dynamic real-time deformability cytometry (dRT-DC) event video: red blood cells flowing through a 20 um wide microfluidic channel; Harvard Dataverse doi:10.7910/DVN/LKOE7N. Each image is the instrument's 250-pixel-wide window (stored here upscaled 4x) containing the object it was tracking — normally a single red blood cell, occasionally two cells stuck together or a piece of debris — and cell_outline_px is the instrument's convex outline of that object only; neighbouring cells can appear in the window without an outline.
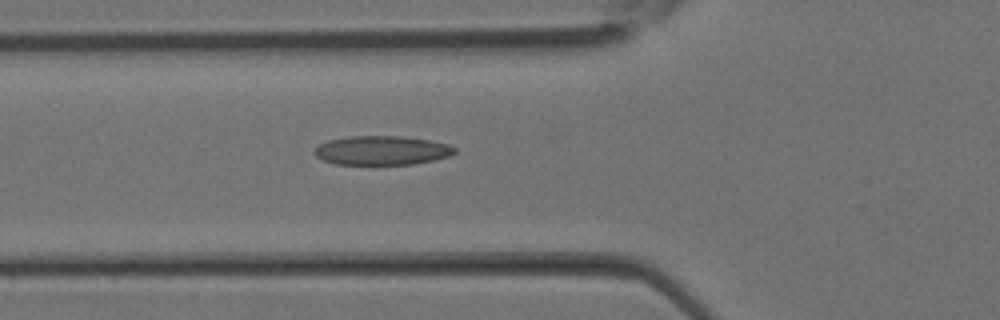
{"species": "Egyptian fruit bat (a non-hibernating species)", "species_latin": "Rousettus aegyptiacus", "temperature_condition": "room temperature", "stored_images_in_passage": 23, "camera_frame_rate_fps": 3000, "um_per_image_px": 0.085, "animal": {"sex": "female"}, "frame": {"image": 1, "passage_image": 2, "time_ms": 0.333, "image_size_px": [1000, 320], "cell_outline_px": [[456, 152], [448, 156], [432, 160], [412, 164], [336, 164], [324, 160], [316, 156], [316, 148], [320, 144], [328, 140], [348, 136], [400, 136], [428, 140], [448, 144], [456, 148]], "centroid_in_image_um": [32.46, 12.78], "position_along_channel_um": 93.3, "area_um2": 23.47}}
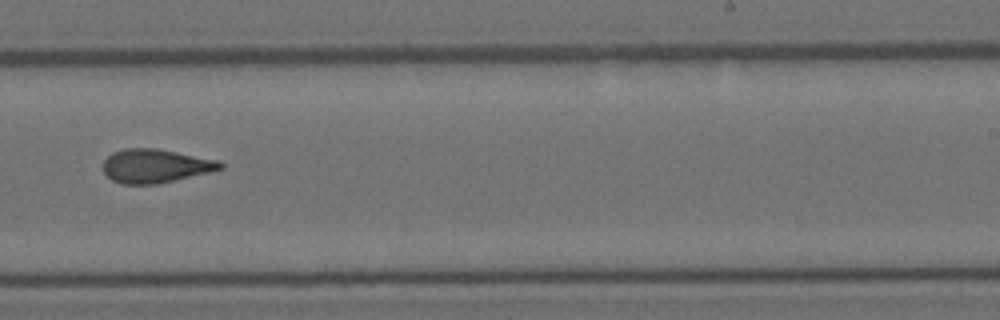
{"frame": {"image": 2, "passage_image": 11, "time_ms": 3.333, "image_size_px": [1000, 320], "cell_outline_px": [[224, 168], [208, 172], [156, 184], [120, 184], [112, 180], [104, 172], [104, 160], [112, 152], [124, 148], [156, 148], [220, 160], [224, 164]], "centroid_in_image_um": [13.21, 14.09], "position_along_channel_um": 275.8, "area_um2": 22.95}}
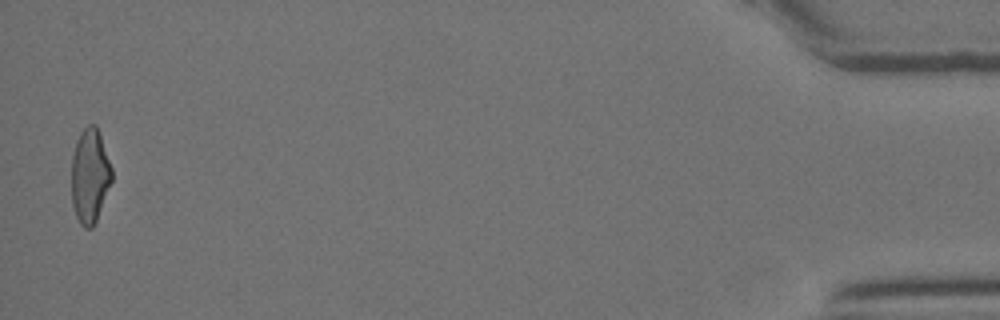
{"frame": {"image": 3, "passage_image": 23, "time_ms": 7.333, "image_size_px": [1000, 320], "cell_outline_px": [[112, 180], [96, 220], [92, 228], [84, 228], [80, 224], [76, 216], [72, 204], [72, 156], [76, 140], [80, 132], [88, 124], [96, 124], [112, 168]], "centroid_in_image_um": [7.63, 14.93], "position_along_channel_um": 427.6, "area_um2": 22.08}}